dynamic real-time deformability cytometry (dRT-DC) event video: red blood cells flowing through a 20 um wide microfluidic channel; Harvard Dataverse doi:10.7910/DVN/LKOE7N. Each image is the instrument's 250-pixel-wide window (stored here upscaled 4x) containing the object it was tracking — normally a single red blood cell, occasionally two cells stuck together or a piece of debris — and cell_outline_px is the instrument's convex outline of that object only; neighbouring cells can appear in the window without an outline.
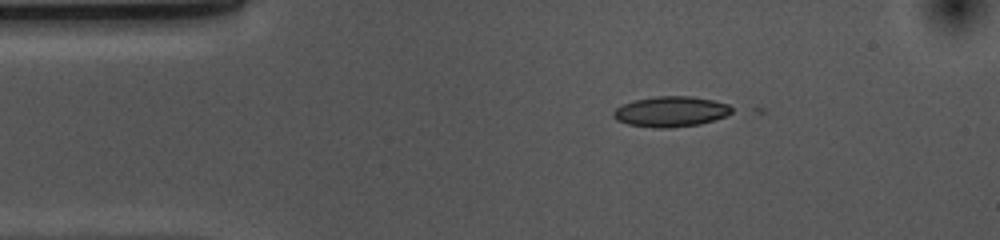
{"species": "common noctule bat (a hibernating species)", "species_latin": "Nyctalus noctula", "temperature_condition": "cold", "stored_images_in_passage": 3, "camera_frame_rate_fps": 3000, "um_per_image_px": 0.085, "animal": {"sex": "female", "body_mass_g": 10.0, "forearm_length_mm": 53.1}, "frame": {"image": 1, "passage_image": 2, "time_ms": 0.333, "image_size_px": [1000, 240], "cell_outline_px": [[736, 108], [732, 112], [724, 116], [700, 124], [668, 128], [656, 128], [628, 124], [616, 120], [612, 116], [612, 112], [616, 108], [624, 104], [636, 100], [656, 96], [692, 96], [712, 100], [728, 104]], "centroid_in_image_um": [57.02, 9.48], "position_along_channel_um": 28.0, "area_um2": 20.92}}